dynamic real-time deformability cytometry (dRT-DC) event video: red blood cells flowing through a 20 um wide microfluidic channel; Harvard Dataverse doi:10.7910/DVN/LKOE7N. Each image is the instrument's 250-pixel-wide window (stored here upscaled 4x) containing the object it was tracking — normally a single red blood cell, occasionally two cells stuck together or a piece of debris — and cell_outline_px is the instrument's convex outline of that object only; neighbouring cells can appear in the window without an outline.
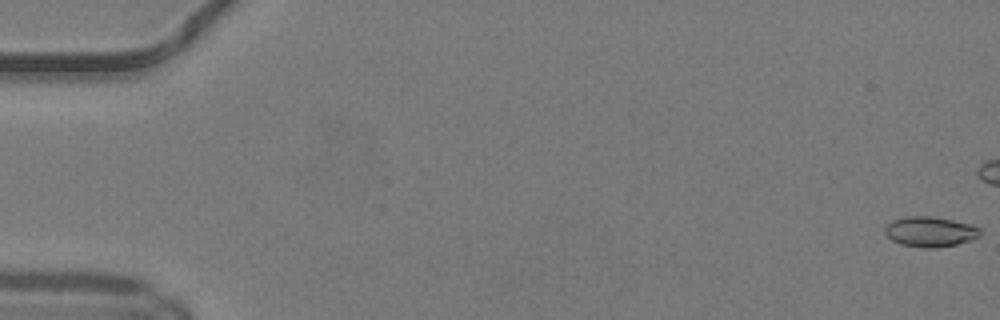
{"species": "common noctule bat (a hibernating species)", "species_latin": "Nyctalus noctula", "temperature_condition": "warm", "stored_images_in_passage": 41, "camera_frame_rate_fps": 3000, "um_per_image_px": 0.085, "animal": {"sex": "male", "body_mass_g": 19.2, "forearm_length_mm": 51.8}, "frame": {"image": 1, "passage_image": 1, "time_ms": 0.0, "image_size_px": [1000, 320], "cell_outline_px": [[980, 236], [972, 240], [956, 244], [936, 248], [924, 248], [900, 244], [892, 240], [884, 232], [884, 228], [892, 220], [904, 216], [932, 216], [972, 224], [980, 228]], "centroid_in_image_um": [79.06, 19.69], "position_along_channel_um": 5.9, "area_um2": 16.88}}
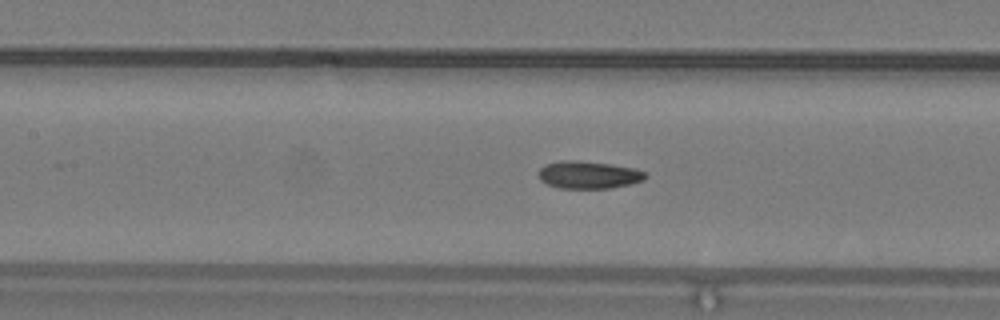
{"frame": {"image": 2, "passage_image": 24, "time_ms": 7.667, "image_size_px": [1000, 320], "cell_outline_px": [[648, 176], [644, 180], [632, 184], [608, 188], [560, 188], [548, 184], [540, 180], [540, 168], [544, 164], [560, 160], [576, 160], [612, 164], [632, 168], [644, 172]], "centroid_in_image_um": [50.03, 14.85], "position_along_channel_um": 157.4, "area_um2": 17.11}}
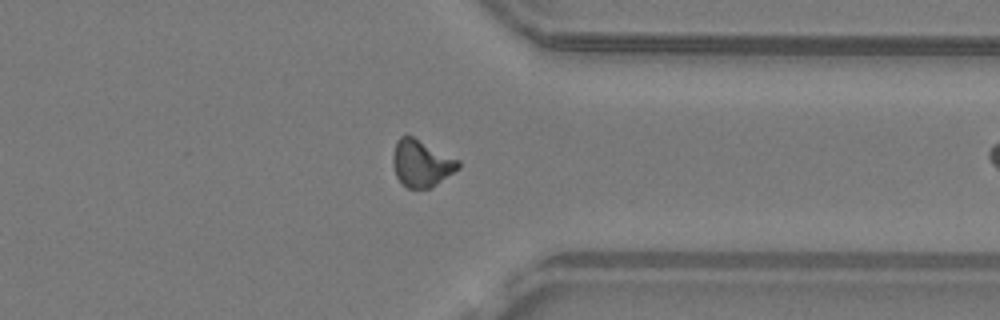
{"frame": {"image": 3, "passage_image": 40, "time_ms": 13.0, "image_size_px": [1000, 320], "cell_outline_px": [[460, 168], [436, 184], [428, 188], [408, 188], [396, 176], [392, 164], [392, 156], [396, 140], [400, 136], [412, 136], [460, 160]], "centroid_in_image_um": [35.81, 13.87], "position_along_channel_um": 375.6, "area_um2": 17.74}}